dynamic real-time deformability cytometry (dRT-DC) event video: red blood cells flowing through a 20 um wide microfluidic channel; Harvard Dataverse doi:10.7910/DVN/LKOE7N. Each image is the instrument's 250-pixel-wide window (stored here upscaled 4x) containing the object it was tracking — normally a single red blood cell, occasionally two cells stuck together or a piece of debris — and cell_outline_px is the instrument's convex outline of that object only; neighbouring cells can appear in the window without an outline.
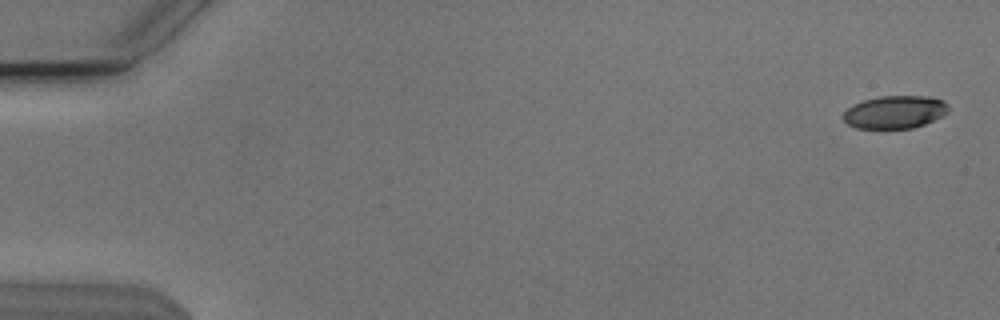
{"species": "Egyptian fruit bat (a non-hibernating species)", "species_latin": "Rousettus aegyptiacus", "temperature_condition": "cold", "stored_images_in_passage": 55, "camera_frame_rate_fps": 3000, "um_per_image_px": 0.085, "animal": {"sex": "male"}, "frame": {"image": 1, "passage_image": 2, "time_ms": 0.333, "image_size_px": [1000, 320], "cell_outline_px": [[948, 112], [944, 116], [924, 124], [912, 128], [856, 128], [848, 124], [844, 120], [844, 112], [852, 104], [864, 100], [880, 96], [928, 96], [944, 100], [948, 104]], "centroid_in_image_um": [76.1, 9.52], "position_along_channel_um": 8.9, "area_um2": 20.17}}
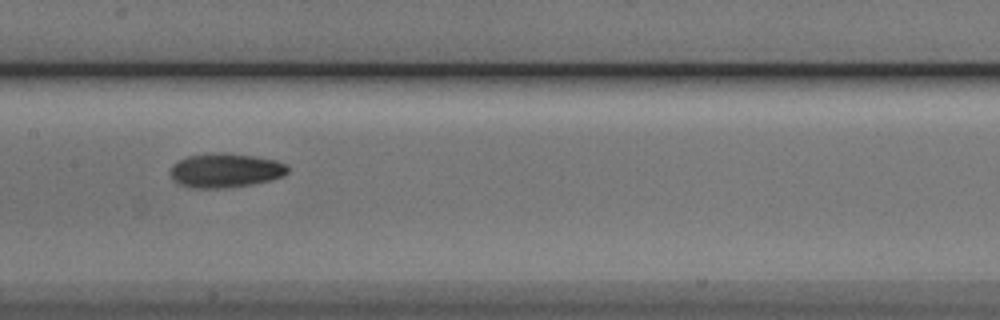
{"frame": {"image": 2, "passage_image": 28, "time_ms": 9.0, "image_size_px": [1000, 320], "cell_outline_px": [[288, 172], [284, 176], [252, 184], [228, 188], [188, 188], [180, 184], [168, 172], [172, 164], [188, 156], [216, 152], [224, 152], [256, 156], [276, 160], [284, 164], [288, 168]], "centroid_in_image_um": [19.14, 14.48], "position_along_channel_um": 188.3, "area_um2": 23.52}}
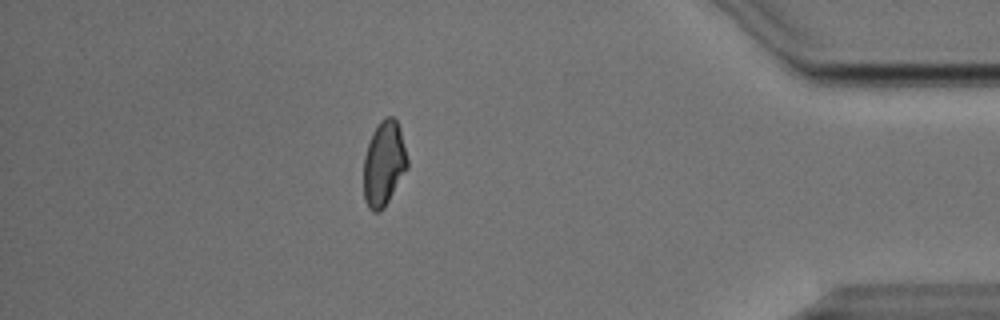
{"frame": {"image": 3, "passage_image": 48, "time_ms": 15.667, "image_size_px": [1000, 320], "cell_outline_px": [[408, 168], [384, 208], [380, 212], [372, 212], [368, 208], [364, 200], [364, 156], [372, 132], [380, 120], [388, 116], [392, 116], [396, 120], [400, 128], [408, 160]], "centroid_in_image_um": [32.63, 13.92], "position_along_channel_um": 402.6, "area_um2": 21.79}, "authors_computed_cell_mechanics": {"area_um2": 22.0796, "velocity_mm_per_s": 3.8083, "shape_relaxation_time_tau1_ms": 3.1673, "shape_relaxation_time_tau2_ms": 4.4986, "deformation_change_tau1": 0.1188, "deformation_change_tau2": 0.0946}}